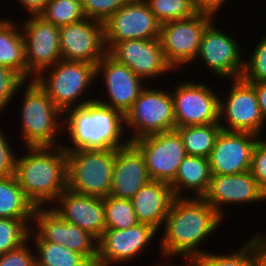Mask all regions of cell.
Returning a JSON list of instances; mask_svg holds the SVG:
<instances>
[{"label":"cell","instance_id":"6da1fadb","mask_svg":"<svg viewBox=\"0 0 266 266\" xmlns=\"http://www.w3.org/2000/svg\"><path fill=\"white\" fill-rule=\"evenodd\" d=\"M222 221L203 198L175 197L160 229L163 231L158 240L161 260L184 257L183 261H196L208 252L201 248V243L218 230Z\"/></svg>","mask_w":266,"mask_h":266},{"label":"cell","instance_id":"7a4b0ae2","mask_svg":"<svg viewBox=\"0 0 266 266\" xmlns=\"http://www.w3.org/2000/svg\"><path fill=\"white\" fill-rule=\"evenodd\" d=\"M124 129V114L94 99L64 113L63 132L69 143L63 142L62 147L65 151L116 150L130 143Z\"/></svg>","mask_w":266,"mask_h":266},{"label":"cell","instance_id":"3957f363","mask_svg":"<svg viewBox=\"0 0 266 266\" xmlns=\"http://www.w3.org/2000/svg\"><path fill=\"white\" fill-rule=\"evenodd\" d=\"M25 149L26 155L16 157L14 176L35 207H49L67 188L66 151L62 146Z\"/></svg>","mask_w":266,"mask_h":266},{"label":"cell","instance_id":"277c9868","mask_svg":"<svg viewBox=\"0 0 266 266\" xmlns=\"http://www.w3.org/2000/svg\"><path fill=\"white\" fill-rule=\"evenodd\" d=\"M23 87L19 137L22 145L62 146L58 138L63 133L64 114L35 80L25 81Z\"/></svg>","mask_w":266,"mask_h":266},{"label":"cell","instance_id":"5b68a950","mask_svg":"<svg viewBox=\"0 0 266 266\" xmlns=\"http://www.w3.org/2000/svg\"><path fill=\"white\" fill-rule=\"evenodd\" d=\"M34 80L63 114L95 99V96H87V90L90 91L91 85L96 82L94 64L61 59L42 71Z\"/></svg>","mask_w":266,"mask_h":266},{"label":"cell","instance_id":"8992f818","mask_svg":"<svg viewBox=\"0 0 266 266\" xmlns=\"http://www.w3.org/2000/svg\"><path fill=\"white\" fill-rule=\"evenodd\" d=\"M115 149L66 151L67 189L104 198L109 195Z\"/></svg>","mask_w":266,"mask_h":266},{"label":"cell","instance_id":"52a82bcc","mask_svg":"<svg viewBox=\"0 0 266 266\" xmlns=\"http://www.w3.org/2000/svg\"><path fill=\"white\" fill-rule=\"evenodd\" d=\"M153 88L146 85L124 115L130 142L176 128L170 90Z\"/></svg>","mask_w":266,"mask_h":266},{"label":"cell","instance_id":"ba28073f","mask_svg":"<svg viewBox=\"0 0 266 266\" xmlns=\"http://www.w3.org/2000/svg\"><path fill=\"white\" fill-rule=\"evenodd\" d=\"M215 18L196 13L190 18L161 24L160 42L167 62L179 73L181 68L194 64L206 27ZM183 66V67H182Z\"/></svg>","mask_w":266,"mask_h":266},{"label":"cell","instance_id":"9c48e42d","mask_svg":"<svg viewBox=\"0 0 266 266\" xmlns=\"http://www.w3.org/2000/svg\"><path fill=\"white\" fill-rule=\"evenodd\" d=\"M229 81L232 83L227 96H219V124L222 130L249 132L262 137L266 120L254 87L241 78Z\"/></svg>","mask_w":266,"mask_h":266},{"label":"cell","instance_id":"30bf717a","mask_svg":"<svg viewBox=\"0 0 266 266\" xmlns=\"http://www.w3.org/2000/svg\"><path fill=\"white\" fill-rule=\"evenodd\" d=\"M222 28H217L215 19L204 30L199 51L195 58L206 66L216 78L232 80L241 77L244 67L242 46L235 35H229Z\"/></svg>","mask_w":266,"mask_h":266},{"label":"cell","instance_id":"8fae6325","mask_svg":"<svg viewBox=\"0 0 266 266\" xmlns=\"http://www.w3.org/2000/svg\"><path fill=\"white\" fill-rule=\"evenodd\" d=\"M28 239L66 246L86 259L97 256L98 240L89 232L69 224L48 206L35 208Z\"/></svg>","mask_w":266,"mask_h":266},{"label":"cell","instance_id":"7c38bea8","mask_svg":"<svg viewBox=\"0 0 266 266\" xmlns=\"http://www.w3.org/2000/svg\"><path fill=\"white\" fill-rule=\"evenodd\" d=\"M188 80L175 83L171 91L176 128L219 122L217 91L209 84Z\"/></svg>","mask_w":266,"mask_h":266},{"label":"cell","instance_id":"4fadbf2b","mask_svg":"<svg viewBox=\"0 0 266 266\" xmlns=\"http://www.w3.org/2000/svg\"><path fill=\"white\" fill-rule=\"evenodd\" d=\"M107 51L119 41L130 39H157L161 23L145 0H128L103 22Z\"/></svg>","mask_w":266,"mask_h":266},{"label":"cell","instance_id":"5bb4252c","mask_svg":"<svg viewBox=\"0 0 266 266\" xmlns=\"http://www.w3.org/2000/svg\"><path fill=\"white\" fill-rule=\"evenodd\" d=\"M143 154L151 180L171 183L186 157L179 132L174 129L141 137L132 142Z\"/></svg>","mask_w":266,"mask_h":266},{"label":"cell","instance_id":"9a60e30c","mask_svg":"<svg viewBox=\"0 0 266 266\" xmlns=\"http://www.w3.org/2000/svg\"><path fill=\"white\" fill-rule=\"evenodd\" d=\"M28 17L22 25L20 23L25 42L27 81L34 80L61 60L59 27L39 15Z\"/></svg>","mask_w":266,"mask_h":266},{"label":"cell","instance_id":"2e32d148","mask_svg":"<svg viewBox=\"0 0 266 266\" xmlns=\"http://www.w3.org/2000/svg\"><path fill=\"white\" fill-rule=\"evenodd\" d=\"M107 53L117 62L126 65L145 83L171 71L174 74L175 71L165 58L159 38L119 41Z\"/></svg>","mask_w":266,"mask_h":266},{"label":"cell","instance_id":"e0dca14e","mask_svg":"<svg viewBox=\"0 0 266 266\" xmlns=\"http://www.w3.org/2000/svg\"><path fill=\"white\" fill-rule=\"evenodd\" d=\"M61 59L97 65L107 54L103 23L84 18L59 28Z\"/></svg>","mask_w":266,"mask_h":266},{"label":"cell","instance_id":"ac0fdd59","mask_svg":"<svg viewBox=\"0 0 266 266\" xmlns=\"http://www.w3.org/2000/svg\"><path fill=\"white\" fill-rule=\"evenodd\" d=\"M158 233L145 223L128 229H106L97 241V256L109 266L128 264L146 252V247L157 240L155 237Z\"/></svg>","mask_w":266,"mask_h":266},{"label":"cell","instance_id":"d6986e66","mask_svg":"<svg viewBox=\"0 0 266 266\" xmlns=\"http://www.w3.org/2000/svg\"><path fill=\"white\" fill-rule=\"evenodd\" d=\"M202 198L224 219L227 216L224 209L226 206L266 201V192L250 171L240 174H212L208 190Z\"/></svg>","mask_w":266,"mask_h":266},{"label":"cell","instance_id":"ffe728a7","mask_svg":"<svg viewBox=\"0 0 266 266\" xmlns=\"http://www.w3.org/2000/svg\"><path fill=\"white\" fill-rule=\"evenodd\" d=\"M99 77L104 82L103 87H105L106 95L109 98L103 100L96 96V100L124 115L146 84L141 77L132 72L126 65L117 62L108 53L96 65V81Z\"/></svg>","mask_w":266,"mask_h":266},{"label":"cell","instance_id":"44dd1931","mask_svg":"<svg viewBox=\"0 0 266 266\" xmlns=\"http://www.w3.org/2000/svg\"><path fill=\"white\" fill-rule=\"evenodd\" d=\"M260 138L249 132L221 130L208 157L211 174H240L249 171L253 150Z\"/></svg>","mask_w":266,"mask_h":266},{"label":"cell","instance_id":"7402d4cb","mask_svg":"<svg viewBox=\"0 0 266 266\" xmlns=\"http://www.w3.org/2000/svg\"><path fill=\"white\" fill-rule=\"evenodd\" d=\"M49 207L97 240L106 230L103 198L77 194L66 188Z\"/></svg>","mask_w":266,"mask_h":266},{"label":"cell","instance_id":"603a6c76","mask_svg":"<svg viewBox=\"0 0 266 266\" xmlns=\"http://www.w3.org/2000/svg\"><path fill=\"white\" fill-rule=\"evenodd\" d=\"M150 180L143 154L132 142L116 149L109 195L131 200Z\"/></svg>","mask_w":266,"mask_h":266},{"label":"cell","instance_id":"cb8c5ba5","mask_svg":"<svg viewBox=\"0 0 266 266\" xmlns=\"http://www.w3.org/2000/svg\"><path fill=\"white\" fill-rule=\"evenodd\" d=\"M174 198L169 183L150 180L131 199L138 222L149 224L160 233Z\"/></svg>","mask_w":266,"mask_h":266},{"label":"cell","instance_id":"d4e9b609","mask_svg":"<svg viewBox=\"0 0 266 266\" xmlns=\"http://www.w3.org/2000/svg\"><path fill=\"white\" fill-rule=\"evenodd\" d=\"M211 175L208 158L186 155L170 183L174 196L202 198L208 190ZM183 192L187 193L184 195ZM188 193L194 195L189 196Z\"/></svg>","mask_w":266,"mask_h":266},{"label":"cell","instance_id":"484cf974","mask_svg":"<svg viewBox=\"0 0 266 266\" xmlns=\"http://www.w3.org/2000/svg\"><path fill=\"white\" fill-rule=\"evenodd\" d=\"M14 20L0 18V66L12 69L27 81L24 37Z\"/></svg>","mask_w":266,"mask_h":266},{"label":"cell","instance_id":"4316f807","mask_svg":"<svg viewBox=\"0 0 266 266\" xmlns=\"http://www.w3.org/2000/svg\"><path fill=\"white\" fill-rule=\"evenodd\" d=\"M35 208L14 175L0 177V218L32 220Z\"/></svg>","mask_w":266,"mask_h":266},{"label":"cell","instance_id":"83f0119b","mask_svg":"<svg viewBox=\"0 0 266 266\" xmlns=\"http://www.w3.org/2000/svg\"><path fill=\"white\" fill-rule=\"evenodd\" d=\"M183 141L186 154L208 158L222 127L219 122L175 128Z\"/></svg>","mask_w":266,"mask_h":266},{"label":"cell","instance_id":"f1b7e54d","mask_svg":"<svg viewBox=\"0 0 266 266\" xmlns=\"http://www.w3.org/2000/svg\"><path fill=\"white\" fill-rule=\"evenodd\" d=\"M35 248V266H81L86 258L66 246L45 241H30ZM37 254V255H36Z\"/></svg>","mask_w":266,"mask_h":266},{"label":"cell","instance_id":"f546056e","mask_svg":"<svg viewBox=\"0 0 266 266\" xmlns=\"http://www.w3.org/2000/svg\"><path fill=\"white\" fill-rule=\"evenodd\" d=\"M254 237V238H253ZM250 237L244 245L230 254H215L206 252L195 262L197 266H256L255 265V235Z\"/></svg>","mask_w":266,"mask_h":266},{"label":"cell","instance_id":"4dcf8cb0","mask_svg":"<svg viewBox=\"0 0 266 266\" xmlns=\"http://www.w3.org/2000/svg\"><path fill=\"white\" fill-rule=\"evenodd\" d=\"M103 203L106 229H128L139 223L131 200L108 195Z\"/></svg>","mask_w":266,"mask_h":266},{"label":"cell","instance_id":"1f68e13d","mask_svg":"<svg viewBox=\"0 0 266 266\" xmlns=\"http://www.w3.org/2000/svg\"><path fill=\"white\" fill-rule=\"evenodd\" d=\"M39 16L59 28L86 18L80 0H49Z\"/></svg>","mask_w":266,"mask_h":266},{"label":"cell","instance_id":"d6a6232c","mask_svg":"<svg viewBox=\"0 0 266 266\" xmlns=\"http://www.w3.org/2000/svg\"><path fill=\"white\" fill-rule=\"evenodd\" d=\"M32 220L0 218V255L20 247L28 240Z\"/></svg>","mask_w":266,"mask_h":266},{"label":"cell","instance_id":"836d02e7","mask_svg":"<svg viewBox=\"0 0 266 266\" xmlns=\"http://www.w3.org/2000/svg\"><path fill=\"white\" fill-rule=\"evenodd\" d=\"M157 20L163 24L186 19L196 14L192 0H145Z\"/></svg>","mask_w":266,"mask_h":266},{"label":"cell","instance_id":"e575fe53","mask_svg":"<svg viewBox=\"0 0 266 266\" xmlns=\"http://www.w3.org/2000/svg\"><path fill=\"white\" fill-rule=\"evenodd\" d=\"M251 54L244 57L241 79L247 83L266 81V35L260 38ZM247 58V59H246Z\"/></svg>","mask_w":266,"mask_h":266},{"label":"cell","instance_id":"d590c367","mask_svg":"<svg viewBox=\"0 0 266 266\" xmlns=\"http://www.w3.org/2000/svg\"><path fill=\"white\" fill-rule=\"evenodd\" d=\"M25 80L12 69L0 66V115L9 107L15 96L20 93Z\"/></svg>","mask_w":266,"mask_h":266},{"label":"cell","instance_id":"8d00e7d4","mask_svg":"<svg viewBox=\"0 0 266 266\" xmlns=\"http://www.w3.org/2000/svg\"><path fill=\"white\" fill-rule=\"evenodd\" d=\"M86 18L106 21L128 0H80Z\"/></svg>","mask_w":266,"mask_h":266},{"label":"cell","instance_id":"74e56055","mask_svg":"<svg viewBox=\"0 0 266 266\" xmlns=\"http://www.w3.org/2000/svg\"><path fill=\"white\" fill-rule=\"evenodd\" d=\"M29 239L20 247L0 255V266H35V252Z\"/></svg>","mask_w":266,"mask_h":266},{"label":"cell","instance_id":"f35d334b","mask_svg":"<svg viewBox=\"0 0 266 266\" xmlns=\"http://www.w3.org/2000/svg\"><path fill=\"white\" fill-rule=\"evenodd\" d=\"M261 139L253 150L249 171L266 192V139Z\"/></svg>","mask_w":266,"mask_h":266},{"label":"cell","instance_id":"ab89813d","mask_svg":"<svg viewBox=\"0 0 266 266\" xmlns=\"http://www.w3.org/2000/svg\"><path fill=\"white\" fill-rule=\"evenodd\" d=\"M4 133L5 131L0 128V177L14 175L17 157L15 148L9 144L11 140H8L9 137Z\"/></svg>","mask_w":266,"mask_h":266},{"label":"cell","instance_id":"60d3db41","mask_svg":"<svg viewBox=\"0 0 266 266\" xmlns=\"http://www.w3.org/2000/svg\"><path fill=\"white\" fill-rule=\"evenodd\" d=\"M228 0H192V5L196 13L210 15L214 18L224 7Z\"/></svg>","mask_w":266,"mask_h":266},{"label":"cell","instance_id":"b9f144b4","mask_svg":"<svg viewBox=\"0 0 266 266\" xmlns=\"http://www.w3.org/2000/svg\"><path fill=\"white\" fill-rule=\"evenodd\" d=\"M255 265L266 266V233H255Z\"/></svg>","mask_w":266,"mask_h":266},{"label":"cell","instance_id":"7bdbcfd3","mask_svg":"<svg viewBox=\"0 0 266 266\" xmlns=\"http://www.w3.org/2000/svg\"><path fill=\"white\" fill-rule=\"evenodd\" d=\"M18 3V8L21 7L28 12V16L39 15L49 0H15ZM23 6V7H22Z\"/></svg>","mask_w":266,"mask_h":266},{"label":"cell","instance_id":"ee69618b","mask_svg":"<svg viewBox=\"0 0 266 266\" xmlns=\"http://www.w3.org/2000/svg\"><path fill=\"white\" fill-rule=\"evenodd\" d=\"M250 84L254 87L256 91L262 116L266 120V81Z\"/></svg>","mask_w":266,"mask_h":266},{"label":"cell","instance_id":"f6af8a7d","mask_svg":"<svg viewBox=\"0 0 266 266\" xmlns=\"http://www.w3.org/2000/svg\"><path fill=\"white\" fill-rule=\"evenodd\" d=\"M81 266H109L98 256L90 259H86L85 262Z\"/></svg>","mask_w":266,"mask_h":266},{"label":"cell","instance_id":"bcb514c9","mask_svg":"<svg viewBox=\"0 0 266 266\" xmlns=\"http://www.w3.org/2000/svg\"><path fill=\"white\" fill-rule=\"evenodd\" d=\"M185 262H187V265L186 264H182V265L181 264H179V265H174V264L171 265L170 264L169 265V264H167V260H166V262H165L166 264L165 263H162V264L159 263V264H156V266H197L195 261H185Z\"/></svg>","mask_w":266,"mask_h":266}]
</instances>
